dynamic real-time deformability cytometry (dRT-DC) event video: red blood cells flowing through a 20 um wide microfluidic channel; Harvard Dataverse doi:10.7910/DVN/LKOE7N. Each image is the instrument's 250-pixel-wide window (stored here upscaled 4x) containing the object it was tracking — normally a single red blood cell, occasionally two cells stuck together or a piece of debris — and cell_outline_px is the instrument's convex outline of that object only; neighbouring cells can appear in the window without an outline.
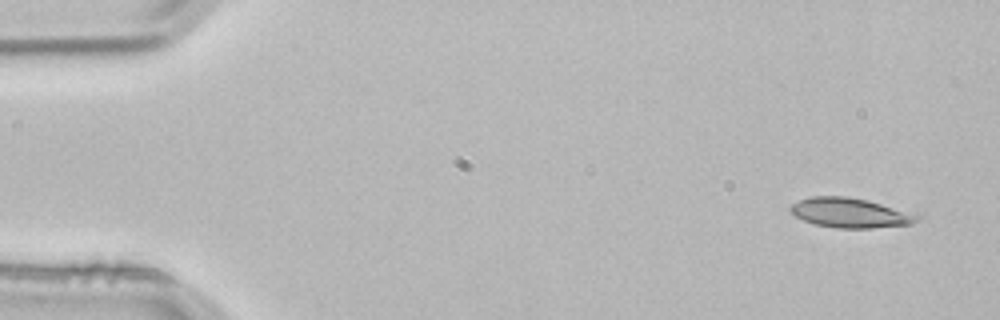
{"species": "common noctule bat (a hibernating species)", "species_latin": "Nyctalus noctula", "temperature_condition": "room temperature", "stored_images_in_passage": 3, "camera_frame_rate_fps": 3000, "um_per_image_px": 0.085, "animal": {"sex": "male", "body_mass_g": 21.5, "forearm_length_mm": 52.0}, "frame": {"image": 1, "passage_image": 1, "time_ms": 0.0, "image_size_px": [1000, 320], "cell_outline_px": [[920, 220], [912, 224], [872, 228], [836, 228], [816, 224], [804, 220], [796, 216], [788, 208], [792, 204], [800, 200], [812, 196], [848, 196], [868, 200], [920, 212]], "centroid_in_image_um": [72.4, 18.08], "position_along_channel_um": 12.6, "area_um2": 22.43}}
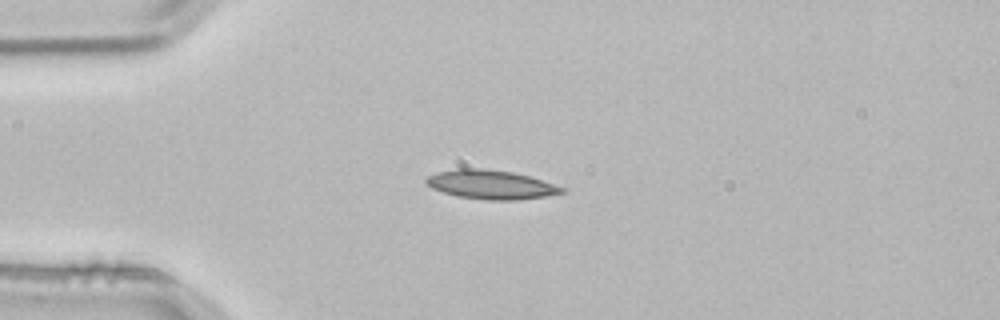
{"frame": {"image": 2, "passage_image": 3, "time_ms": 0.667, "image_size_px": [1000, 320], "cell_outline_px": [[564, 192], [544, 196], [516, 200], [484, 200], [456, 196], [432, 188], [424, 180], [428, 176], [436, 172], [456, 168], [484, 168], [512, 172], [528, 176], [564, 188]], "centroid_in_image_um": [41.66, 15.68], "position_along_channel_um": 43.3, "area_um2": 22.72}}